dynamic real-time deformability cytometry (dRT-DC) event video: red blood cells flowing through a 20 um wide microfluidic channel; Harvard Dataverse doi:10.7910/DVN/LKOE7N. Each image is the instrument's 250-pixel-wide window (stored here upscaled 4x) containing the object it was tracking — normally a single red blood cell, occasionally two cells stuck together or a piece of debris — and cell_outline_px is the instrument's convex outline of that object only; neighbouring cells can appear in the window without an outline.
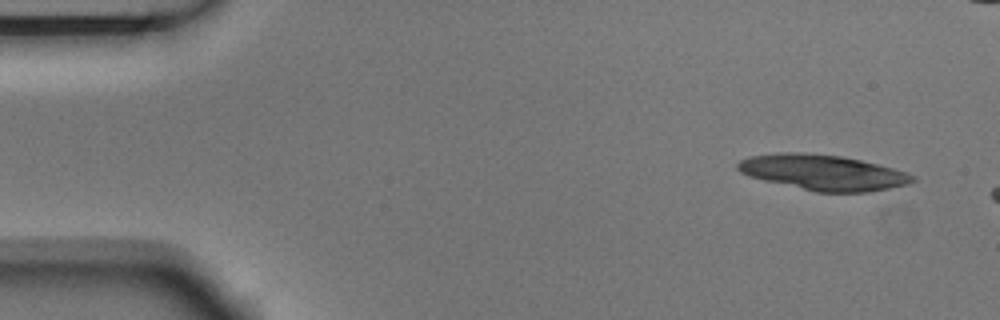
{"species": "Egyptian fruit bat (a non-hibernating species)", "species_latin": "Rousettus aegyptiacus", "temperature_condition": "room temperature", "stored_images_in_passage": 2, "camera_frame_rate_fps": 3000, "um_per_image_px": 0.085, "animal": {"sex": "male"}, "frame": {"image": 1, "passage_image": 1, "time_ms": 0.0, "image_size_px": [1000, 320], "cell_outline_px": [[916, 180], [908, 184], [872, 192], [816, 192], [764, 180], [748, 176], [740, 172], [736, 168], [736, 164], [740, 160], [748, 156], [780, 152], [804, 152], [840, 156], [860, 160], [908, 172], [916, 176]], "centroid_in_image_um": [69.95, 14.65], "position_along_channel_um": 15.1, "area_um2": 36.24}}